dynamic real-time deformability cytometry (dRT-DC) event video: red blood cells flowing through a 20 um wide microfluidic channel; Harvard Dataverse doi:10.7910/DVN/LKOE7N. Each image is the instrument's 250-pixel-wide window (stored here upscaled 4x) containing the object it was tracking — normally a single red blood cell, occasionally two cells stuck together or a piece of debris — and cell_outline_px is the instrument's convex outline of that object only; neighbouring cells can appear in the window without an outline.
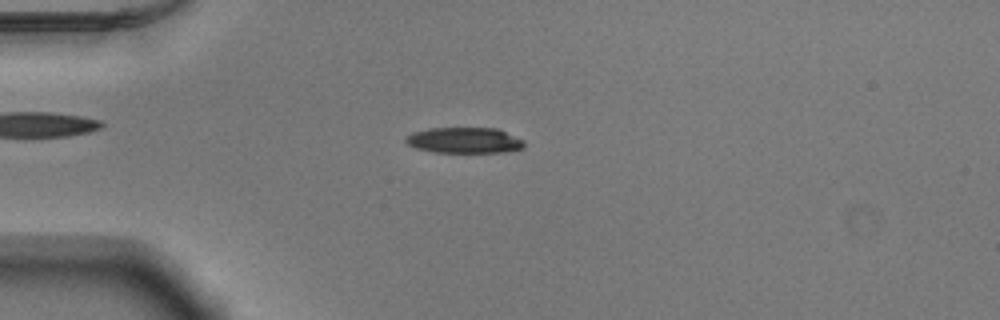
{"species": "Egyptian fruit bat (a non-hibernating species)", "species_latin": "Rousettus aegyptiacus", "temperature_condition": "warm", "stored_images_in_passage": 52, "camera_frame_rate_fps": 3000, "um_per_image_px": 0.085, "animal": {"sex": "male"}, "frame": {"image": 1, "passage_image": 14, "time_ms": 4.333, "image_size_px": [1000, 320], "cell_outline_px": [[524, 148], [500, 152], [432, 152], [416, 148], [408, 144], [404, 140], [404, 136], [412, 132], [428, 128], [496, 128], [524, 140]], "centroid_in_image_um": [39.42, 11.92], "position_along_channel_um": 45.6, "area_um2": 17.8}}
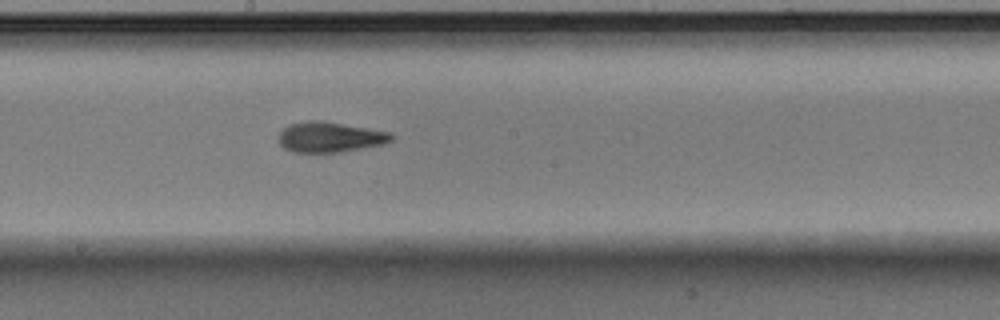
{"frame": {"image": 2, "passage_image": 29, "time_ms": 9.333, "image_size_px": [1000, 320], "cell_outline_px": [[396, 136], [392, 140], [384, 144], [340, 152], [292, 152], [284, 148], [280, 144], [276, 136], [288, 124], [304, 120], [324, 120], [392, 132]], "centroid_in_image_um": [28.04, 11.63], "position_along_channel_um": 220.2, "area_um2": 20.4}}
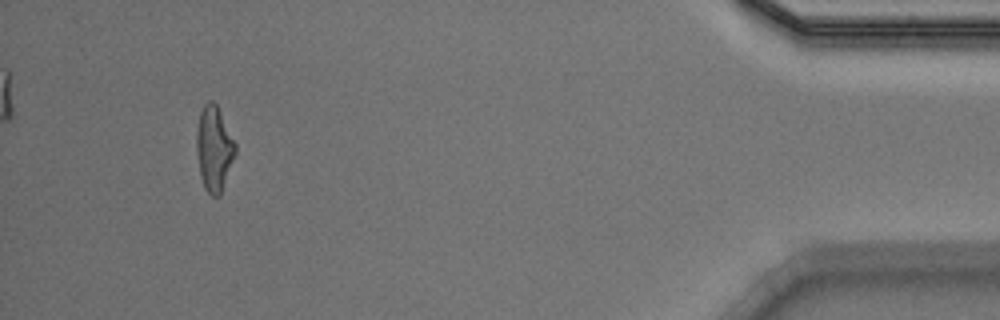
{"frame": {"image": 3, "passage_image": 49, "time_ms": 16.0, "image_size_px": [1000, 320], "cell_outline_px": [[236, 152], [220, 196], [212, 196], [204, 188], [200, 176], [196, 148], [196, 132], [200, 112], [204, 104], [208, 100], [212, 100], [216, 104], [236, 144]], "centroid_in_image_um": [18.18, 12.64], "position_along_channel_um": 417.0, "area_um2": 19.13}, "authors_computed_cell_mechanics": {"area_um2": 18.9873, "velocity_mm_per_s": 3.9319, "shape_relaxation_time_tau1_ms": 4.0726, "shape_relaxation_time_tau2_ms": 3.206, "deformation_change_tau1": 0.1868, "deformation_change_tau2": 0.1128}}